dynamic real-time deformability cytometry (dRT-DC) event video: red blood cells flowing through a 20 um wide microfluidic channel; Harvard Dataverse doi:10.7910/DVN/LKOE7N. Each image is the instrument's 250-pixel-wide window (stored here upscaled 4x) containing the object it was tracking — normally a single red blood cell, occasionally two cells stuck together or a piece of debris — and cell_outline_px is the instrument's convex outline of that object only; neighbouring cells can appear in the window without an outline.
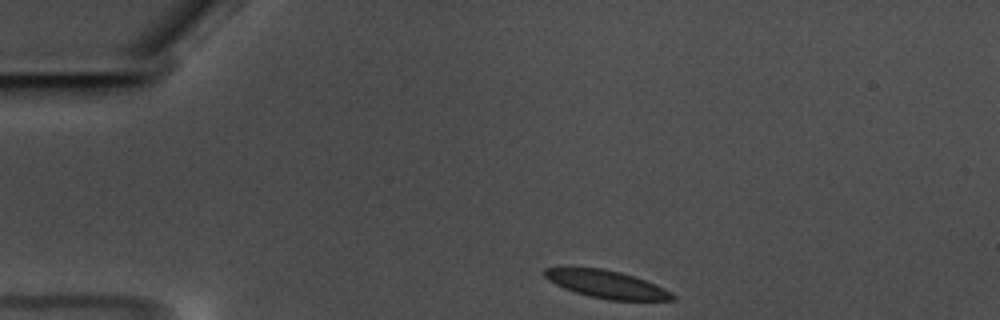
{"species": "common noctule bat (a hibernating species)", "species_latin": "Nyctalus noctula", "temperature_condition": "warm", "stored_images_in_passage": 39, "camera_frame_rate_fps": 3000, "um_per_image_px": 0.085, "animal": {"sex": "male", "body_mass_g": 17.5, "forearm_length_mm": 52.3}, "frame": {"image": 1, "passage_image": 1, "time_ms": 0.0, "image_size_px": [1000, 320], "cell_outline_px": [[676, 300], [608, 300], [576, 292], [564, 288], [548, 280], [544, 276], [544, 268], [568, 264], [572, 264], [604, 268], [620, 272], [656, 284], [672, 292], [676, 296]], "centroid_in_image_um": [51.48, 24.1], "position_along_channel_um": 33.5, "area_um2": 21.27}}
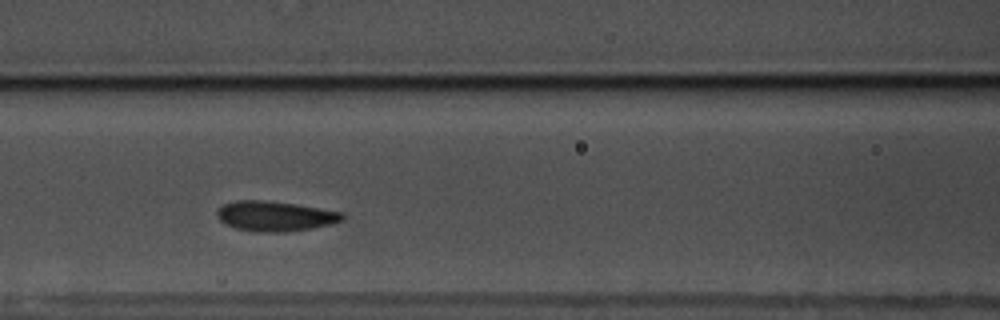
{"frame": {"image": 2, "passage_image": 15, "time_ms": 4.667, "image_size_px": [1000, 320], "cell_outline_px": [[344, 220], [312, 228], [284, 232], [260, 232], [236, 228], [224, 224], [216, 216], [216, 212], [224, 204], [236, 200], [264, 200], [296, 204], [340, 212], [344, 216]], "centroid_in_image_um": [23.34, 18.37], "position_along_channel_um": 143.3, "area_um2": 21.73}}
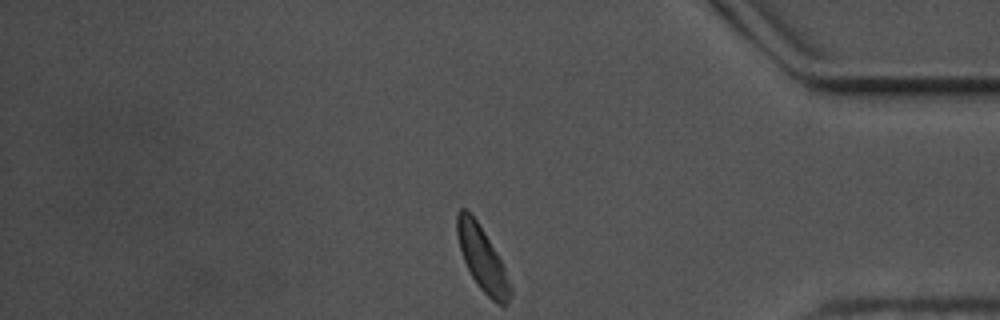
{"frame": {"image": 3, "passage_image": 39, "time_ms": 12.667, "image_size_px": [1000, 320], "cell_outline_px": [[512, 296], [504, 304], [496, 304], [480, 288], [472, 276], [464, 260], [460, 248], [456, 232], [456, 212], [460, 208], [464, 208], [476, 220], [484, 232], [496, 252], [504, 268], [512, 288]], "centroid_in_image_um": [40.98, 21.99], "position_along_channel_um": 394.2, "area_um2": 19.42}, "authors_computed_cell_mechanics": {"area_um2": 21.1548, "velocity_mm_per_s": 3.4534, "shape_relaxation_time_tau1_ms": 2.8373, "shape_relaxation_time_tau2_ms": 2.831, "deformation_change_tau1": 0.0763, "deformation_change_tau2": 0.0811}}